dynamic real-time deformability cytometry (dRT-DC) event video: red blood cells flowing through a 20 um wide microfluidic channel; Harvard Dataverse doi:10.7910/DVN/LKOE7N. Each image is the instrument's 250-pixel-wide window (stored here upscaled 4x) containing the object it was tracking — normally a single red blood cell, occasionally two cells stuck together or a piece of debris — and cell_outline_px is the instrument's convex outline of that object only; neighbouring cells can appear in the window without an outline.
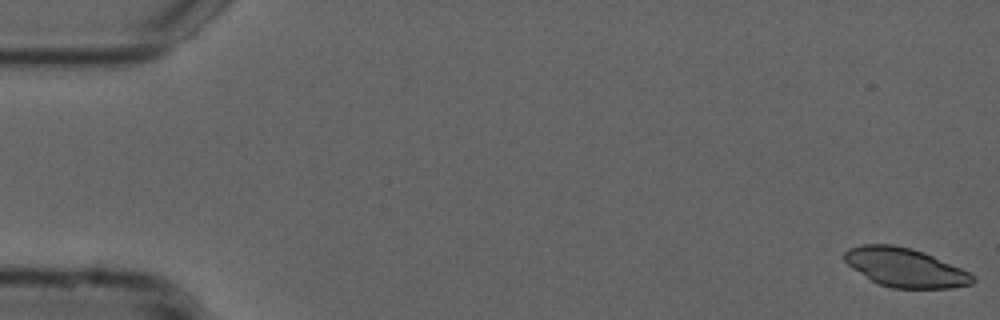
{"species": "common noctule bat (a hibernating species)", "species_latin": "Nyctalus noctula", "temperature_condition": "cold", "stored_images_in_passage": 54, "camera_frame_rate_fps": 3000, "um_per_image_px": 0.085, "animal": {"sex": "male", "forearm_length_mm": 52.5}, "frame": {"image": 1, "passage_image": 1, "time_ms": 0.0, "image_size_px": [1000, 320], "cell_outline_px": [[976, 280], [972, 284], [952, 288], [892, 288], [880, 284], [872, 280], [852, 268], [844, 260], [844, 252], [848, 248], [860, 244], [892, 244], [912, 248], [924, 252], [960, 268], [976, 276]], "centroid_in_image_um": [76.94, 22.73], "position_along_channel_um": 8.1, "area_um2": 29.02}}